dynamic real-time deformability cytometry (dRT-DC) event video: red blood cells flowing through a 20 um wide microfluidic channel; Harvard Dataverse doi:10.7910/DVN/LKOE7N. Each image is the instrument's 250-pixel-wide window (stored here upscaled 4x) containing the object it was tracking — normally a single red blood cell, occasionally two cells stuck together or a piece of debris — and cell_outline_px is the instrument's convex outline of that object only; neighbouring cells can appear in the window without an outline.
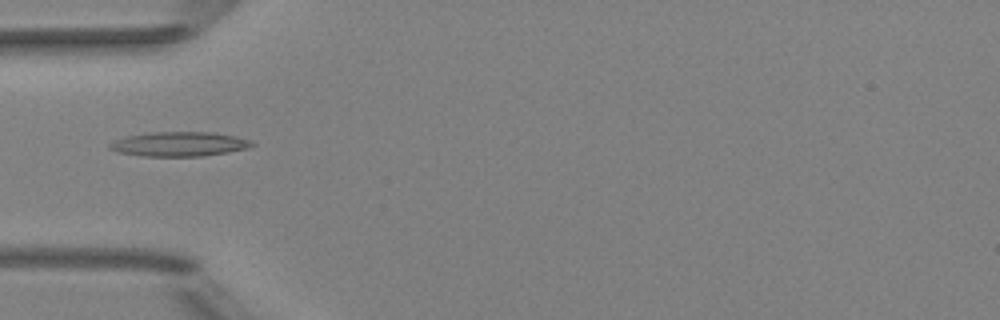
{"species": "Egyptian fruit bat (a non-hibernating species)", "species_latin": "Rousettus aegyptiacus", "temperature_condition": "room temperature", "stored_images_in_passage": 50, "camera_frame_rate_fps": 3000, "um_per_image_px": 0.085, "animal": {"sex": "female"}, "frame": {"image": 1, "passage_image": 15, "time_ms": 4.667, "image_size_px": [1000, 320], "cell_outline_px": [[256, 144], [248, 148], [228, 152], [204, 156], [144, 156], [116, 152], [108, 148], [108, 144], [116, 140], [128, 136], [148, 132], [212, 132], [236, 136], [252, 140]], "centroid_in_image_um": [15.26, 12.24], "position_along_channel_um": 69.7, "area_um2": 20.4}}
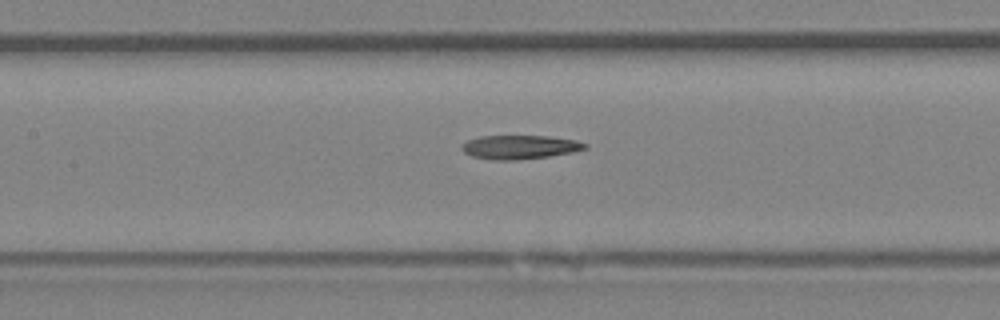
{"frame": {"image": 2, "passage_image": 22, "time_ms": 7.0, "image_size_px": [1000, 320], "cell_outline_px": [[588, 148], [572, 152], [548, 156], [512, 160], [496, 160], [472, 156], [464, 152], [460, 148], [468, 140], [480, 136], [548, 136], [576, 140], [588, 144]], "centroid_in_image_um": [44.2, 12.49], "position_along_channel_um": 163.2, "area_um2": 16.94}}
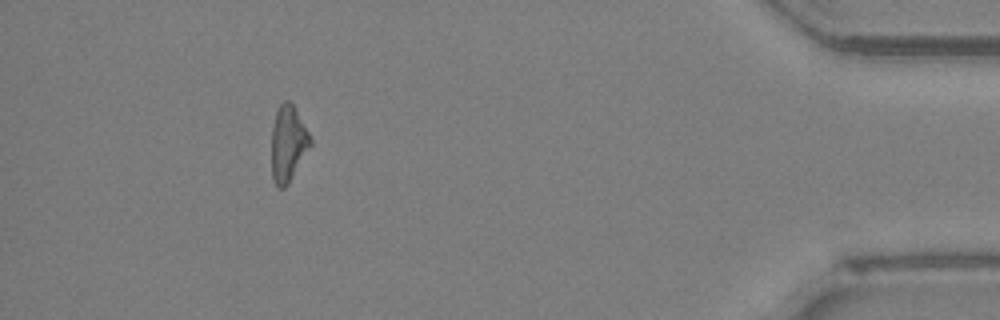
{"frame": {"image": 3, "passage_image": 45, "time_ms": 14.667, "image_size_px": [1000, 320], "cell_outline_px": [[312, 144], [288, 184], [284, 188], [280, 188], [272, 180], [272, 128], [276, 112], [280, 104], [284, 100], [288, 100], [292, 104], [308, 132], [312, 140]], "centroid_in_image_um": [24.48, 12.22], "position_along_channel_um": 410.7, "area_um2": 16.94}, "authors_computed_cell_mechanics": {"area_um2": 17.5423, "velocity_mm_per_s": 4.0157, "shape_relaxation_time_tau1_ms": null, "shape_relaxation_time_tau2_ms": 4.8604, "deformation_change_tau1": null, "deformation_change_tau2": 0.1728}}